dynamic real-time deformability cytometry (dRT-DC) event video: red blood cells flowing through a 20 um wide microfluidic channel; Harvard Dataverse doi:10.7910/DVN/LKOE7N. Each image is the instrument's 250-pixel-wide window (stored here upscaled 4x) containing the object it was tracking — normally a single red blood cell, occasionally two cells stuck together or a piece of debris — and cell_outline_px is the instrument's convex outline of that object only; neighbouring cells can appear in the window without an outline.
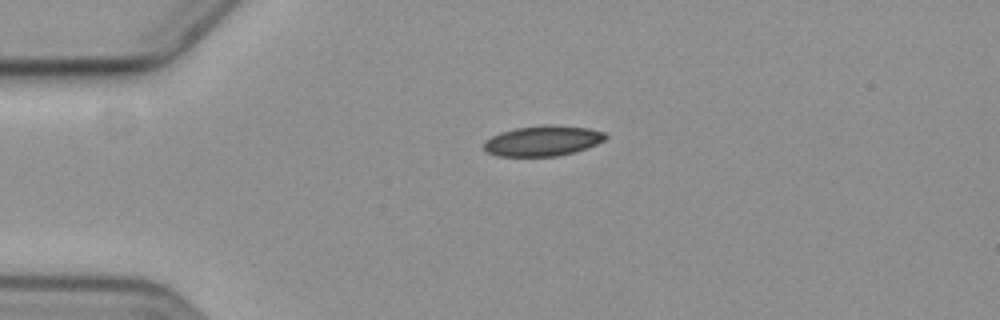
{"species": "common noctule bat (a hibernating species)", "species_latin": "Nyctalus noctula", "temperature_condition": "cold", "stored_images_in_passage": 2, "camera_frame_rate_fps": 3000, "um_per_image_px": 0.085, "animal": {"sex": "female", "body_mass_g": 19.3, "forearm_length_mm": 54.1}, "frame": {"image": 1, "passage_image": 1, "time_ms": 0.0, "image_size_px": [1000, 320], "cell_outline_px": [[608, 136], [604, 140], [596, 144], [572, 152], [556, 156], [496, 156], [488, 152], [484, 148], [484, 140], [500, 132], [516, 128], [544, 124], [548, 124], [588, 128], [604, 132]], "centroid_in_image_um": [46.11, 11.96], "position_along_channel_um": 38.9, "area_um2": 21.39}}